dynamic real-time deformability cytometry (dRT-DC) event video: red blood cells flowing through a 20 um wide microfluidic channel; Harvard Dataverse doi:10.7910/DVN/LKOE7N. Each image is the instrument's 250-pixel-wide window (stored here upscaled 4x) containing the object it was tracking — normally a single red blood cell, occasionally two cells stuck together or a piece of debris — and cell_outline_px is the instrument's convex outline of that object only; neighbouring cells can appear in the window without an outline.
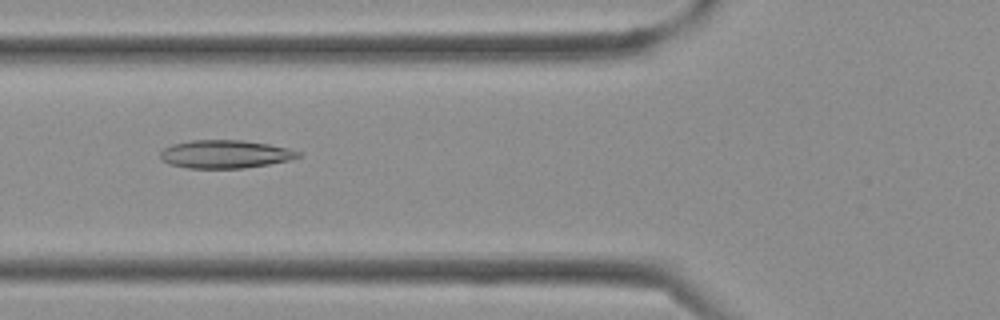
{"species": "Egyptian fruit bat (a non-hibernating species)", "species_latin": "Rousettus aegyptiacus", "temperature_condition": "cold", "stored_images_in_passage": 38, "camera_frame_rate_fps": 3000, "um_per_image_px": 0.085, "frame": {"image": 1, "passage_image": 14, "time_ms": 4.333, "image_size_px": [1000, 320], "cell_outline_px": [[300, 156], [288, 160], [268, 164], [244, 168], [188, 168], [168, 164], [160, 160], [160, 152], [164, 148], [172, 144], [192, 140], [244, 140], [268, 144], [288, 148], [300, 152]], "centroid_in_image_um": [19.09, 13.1], "position_along_channel_um": 106.7, "area_um2": 22.6}}
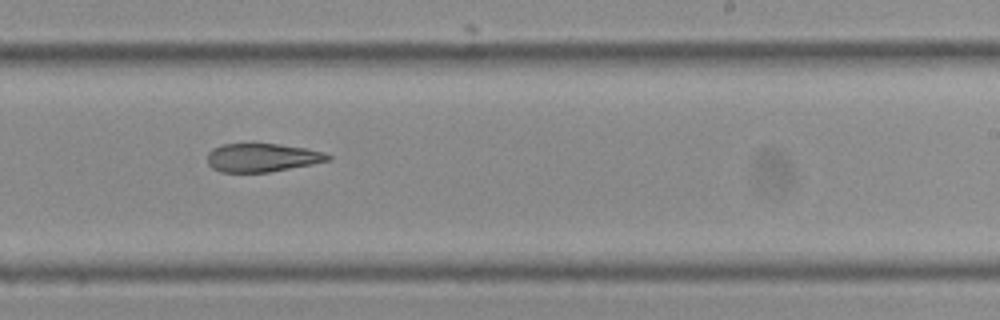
{"frame": {"image": 2, "passage_image": 23, "time_ms": 7.333, "image_size_px": [1000, 320], "cell_outline_px": [[332, 160], [312, 164], [268, 172], [220, 172], [212, 168], [208, 164], [208, 152], [212, 148], [220, 144], [280, 144], [304, 148], [324, 152], [332, 156]], "centroid_in_image_um": [22.27, 13.39], "position_along_channel_um": 266.7, "area_um2": 20.0}}
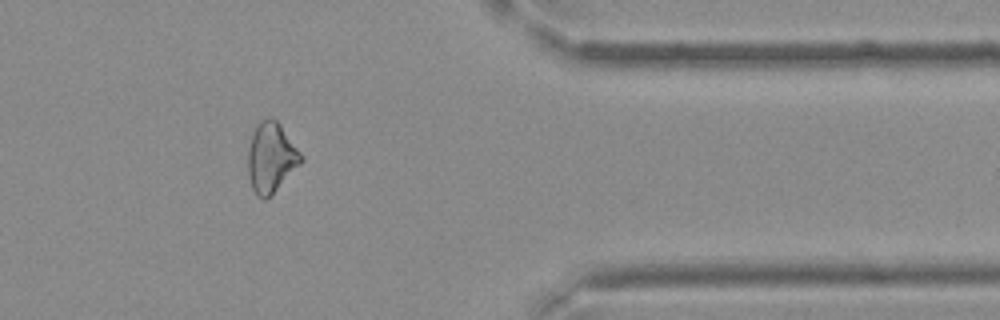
{"frame": {"image": 3, "passage_image": 31, "time_ms": 10.0, "image_size_px": [1000, 320], "cell_outline_px": [[304, 160], [264, 200], [256, 196], [252, 188], [248, 172], [248, 148], [252, 132], [256, 124], [260, 120], [268, 116], [272, 116], [280, 124], [304, 156]], "centroid_in_image_um": [23.03, 13.33], "position_along_channel_um": 388.4, "area_um2": 21.56}}